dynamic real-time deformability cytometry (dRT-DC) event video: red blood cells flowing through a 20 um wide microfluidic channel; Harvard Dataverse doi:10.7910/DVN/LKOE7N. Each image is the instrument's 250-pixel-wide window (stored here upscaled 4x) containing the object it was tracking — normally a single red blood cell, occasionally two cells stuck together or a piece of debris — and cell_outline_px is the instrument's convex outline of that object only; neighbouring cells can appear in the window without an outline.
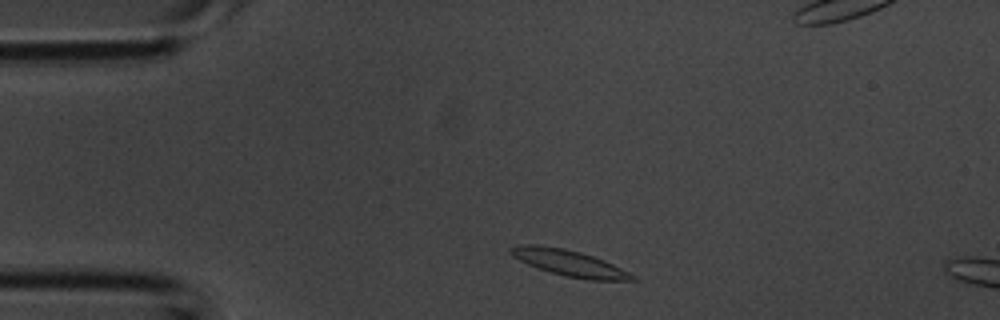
{"species": "common noctule bat (a hibernating species)", "species_latin": "Nyctalus noctula", "temperature_condition": "room temperature", "stored_images_in_passage": 3, "camera_frame_rate_fps": 3000, "um_per_image_px": 0.085, "animal": {"sex": "male", "body_mass_g": 20.1, "forearm_length_mm": 53.5}, "frame": {"image": 1, "passage_image": 1, "time_ms": 0.0, "image_size_px": [1000, 320], "cell_outline_px": [[636, 280], [588, 280], [564, 276], [528, 264], [512, 256], [508, 252], [508, 248], [516, 244], [536, 244], [564, 248], [580, 252], [604, 260], [636, 276]], "centroid_in_image_um": [48.33, 22.34], "position_along_channel_um": 36.7, "area_um2": 18.44}}